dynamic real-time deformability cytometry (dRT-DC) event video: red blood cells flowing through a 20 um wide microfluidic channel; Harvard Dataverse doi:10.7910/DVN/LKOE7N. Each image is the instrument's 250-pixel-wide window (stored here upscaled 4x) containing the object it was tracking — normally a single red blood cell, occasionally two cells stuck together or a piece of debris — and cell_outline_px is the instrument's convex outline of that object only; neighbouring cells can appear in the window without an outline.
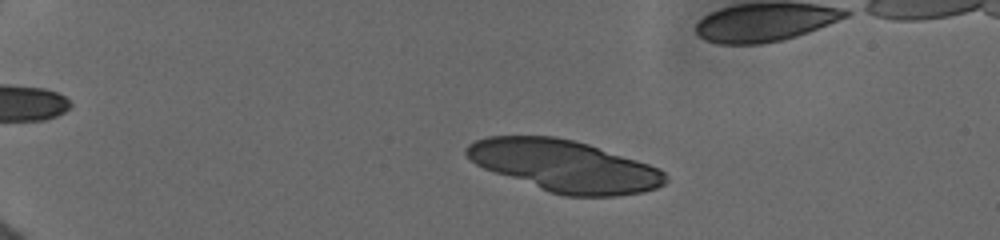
{"species": "human", "species_latin": "Homo sapiens", "temperature_condition": "cold", "stored_images_in_passage": 17, "camera_frame_rate_fps": 3000, "um_per_image_px": 0.085, "donor": {"sex": "female"}, "frame": {"image": 1, "passage_image": 9, "time_ms": 2.0, "image_size_px": [1000, 240], "cell_outline_px": [[668, 180], [664, 184], [656, 188], [644, 192], [616, 196], [564, 196], [552, 192], [484, 168], [476, 164], [464, 152], [464, 148], [468, 144], [476, 140], [488, 136], [556, 136], [588, 144], [660, 168], [668, 176]], "centroid_in_image_um": [48.01, 14.1], "position_along_channel_um": 37.0, "area_um2": 59.25}}